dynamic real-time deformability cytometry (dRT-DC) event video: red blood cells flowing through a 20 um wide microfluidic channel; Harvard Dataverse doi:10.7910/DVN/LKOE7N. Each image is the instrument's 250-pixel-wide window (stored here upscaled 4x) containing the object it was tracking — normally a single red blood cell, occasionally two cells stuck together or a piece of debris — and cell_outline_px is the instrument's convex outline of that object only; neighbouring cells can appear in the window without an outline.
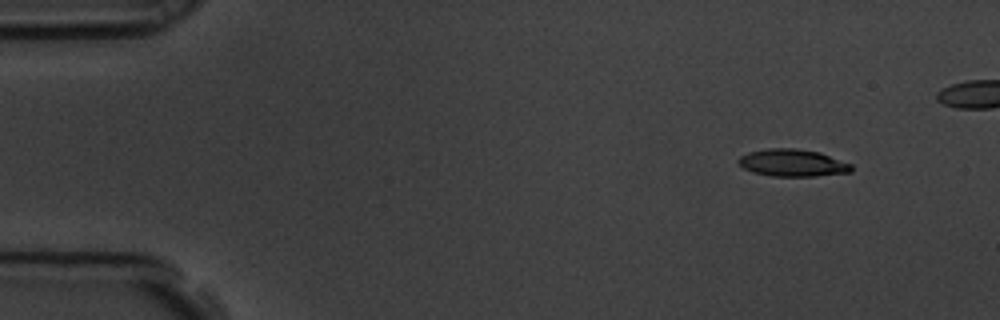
{"species": "common noctule bat (a hibernating species)", "species_latin": "Nyctalus noctula", "temperature_condition": "room temperature", "stored_images_in_passage": 13, "camera_frame_rate_fps": 3000, "um_per_image_px": 0.085, "animal": {"sex": "male", "body_mass_g": 19.5, "forearm_length_mm": 54.6}, "frame": {"image": 1, "passage_image": 1, "time_ms": 0.0, "image_size_px": [1000, 320], "cell_outline_px": [[852, 172], [816, 176], [772, 176], [752, 172], [744, 168], [736, 160], [740, 156], [748, 152], [768, 148], [796, 148], [820, 152], [852, 164]], "centroid_in_image_um": [67.37, 13.84], "position_along_channel_um": 17.6, "area_um2": 18.03}}
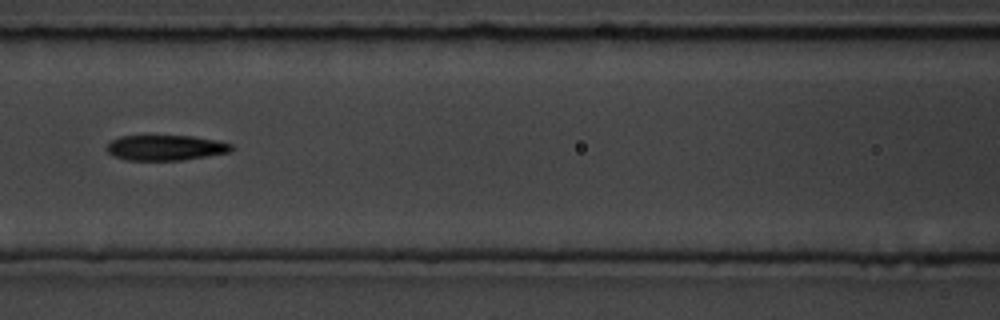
{"frame": {"image": 2, "passage_image": 6, "time_ms": 1.667, "image_size_px": [1000, 320], "cell_outline_px": [[236, 148], [228, 152], [208, 156], [184, 160], [128, 160], [112, 156], [108, 152], [108, 144], [112, 140], [120, 136], [192, 136], [216, 140], [232, 144]], "centroid_in_image_um": [14.1, 12.56], "position_along_channel_um": 152.5, "area_um2": 18.38}}
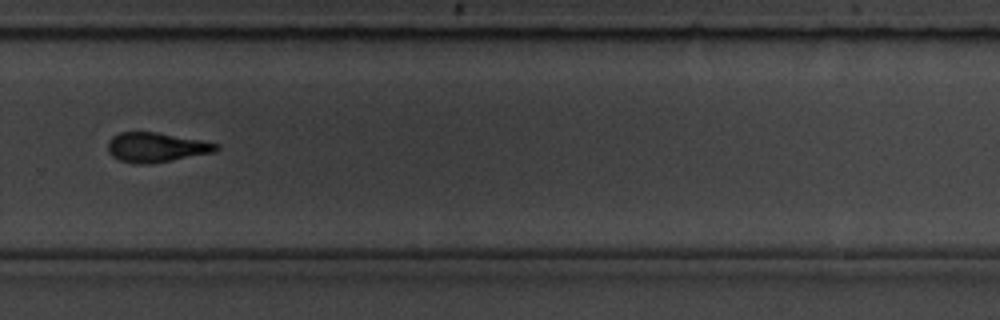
{"frame": {"image": 3, "passage_image": 10, "time_ms": 3.0, "image_size_px": [1000, 320], "cell_outline_px": [[220, 148], [216, 152], [152, 164], [136, 164], [120, 160], [112, 156], [108, 152], [108, 140], [112, 136], [120, 132], [156, 132], [200, 140], [220, 144]], "centroid_in_image_um": [13.29, 12.53], "position_along_channel_um": 316.5, "area_um2": 18.84}}